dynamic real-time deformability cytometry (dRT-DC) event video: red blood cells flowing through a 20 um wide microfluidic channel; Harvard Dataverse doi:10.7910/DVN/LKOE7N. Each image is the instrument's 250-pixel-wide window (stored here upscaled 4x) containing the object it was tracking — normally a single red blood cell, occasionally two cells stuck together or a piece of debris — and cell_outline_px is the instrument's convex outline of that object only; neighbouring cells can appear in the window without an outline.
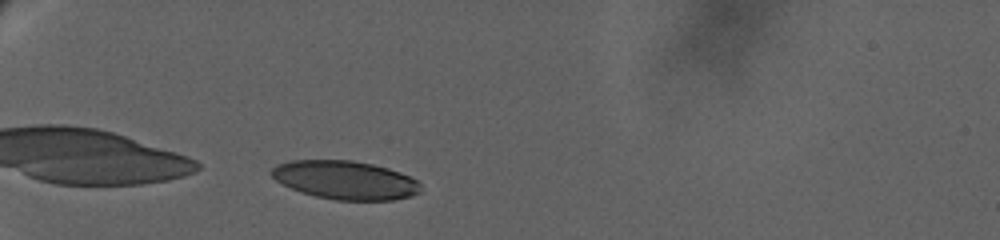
{"species": "human", "species_latin": "Homo sapiens", "temperature_condition": "warm", "stored_images_in_passage": 15, "camera_frame_rate_fps": 3000, "um_per_image_px": 0.085, "donor": {"sex": "female"}, "frame": {"image": 1, "passage_image": 12, "time_ms": 2.0, "image_size_px": [1000, 240], "cell_outline_px": [[420, 192], [412, 196], [392, 200], [336, 200], [316, 196], [300, 192], [276, 180], [268, 172], [276, 164], [292, 160], [352, 160], [372, 164], [388, 168], [400, 172], [416, 180], [420, 184]], "centroid_in_image_um": [29.33, 15.3], "position_along_channel_um": 55.7, "area_um2": 33.47}}